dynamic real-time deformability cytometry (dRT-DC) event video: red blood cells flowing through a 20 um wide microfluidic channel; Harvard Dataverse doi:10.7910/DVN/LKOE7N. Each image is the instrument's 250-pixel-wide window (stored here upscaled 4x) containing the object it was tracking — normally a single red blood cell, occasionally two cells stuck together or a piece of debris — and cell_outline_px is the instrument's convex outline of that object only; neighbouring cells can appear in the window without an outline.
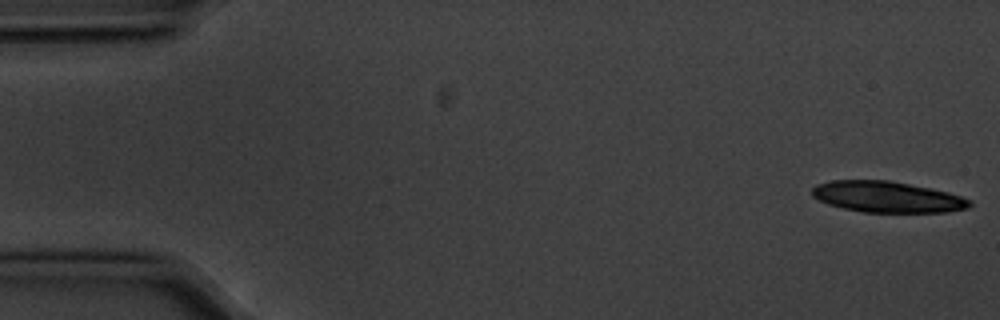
{"species": "common noctule bat (a hibernating species)", "species_latin": "Nyctalus noctula", "temperature_condition": "cold", "stored_images_in_passage": 5, "segment_of_instrument_passage": [1, 2], "camera_frame_rate_fps": 3000, "um_per_image_px": 0.085, "animal": {"sex": "male", "body_mass_g": 20.1, "forearm_length_mm": 53.5}, "frame": {"image": 1, "passage_image": 1, "time_ms": 0.0, "image_size_px": [1000, 320], "cell_outline_px": [[972, 204], [968, 208], [948, 212], [864, 212], [844, 208], [828, 204], [812, 196], [812, 188], [816, 184], [832, 180], [888, 180], [948, 192], [960, 196], [968, 200]], "centroid_in_image_um": [75.38, 16.73], "position_along_channel_um": 9.6, "area_um2": 28.26}}